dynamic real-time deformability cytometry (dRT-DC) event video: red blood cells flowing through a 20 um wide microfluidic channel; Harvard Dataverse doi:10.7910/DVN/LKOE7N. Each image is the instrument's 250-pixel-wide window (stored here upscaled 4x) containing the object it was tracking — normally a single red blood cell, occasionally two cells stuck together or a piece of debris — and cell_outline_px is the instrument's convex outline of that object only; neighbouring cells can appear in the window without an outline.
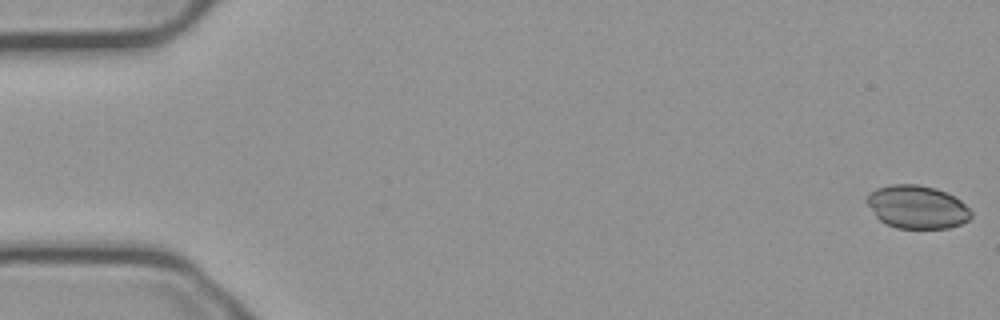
{"species": "common noctule bat (a hibernating species)", "species_latin": "Nyctalus noctula", "temperature_condition": "cold", "stored_images_in_passage": 55, "camera_frame_rate_fps": 3000, "um_per_image_px": 0.085, "animal": {"sex": "male", "body_mass_g": 23.1, "forearm_length_mm": 52.7}, "frame": {"image": 1, "passage_image": 1, "time_ms": 0.0, "image_size_px": [1000, 320], "cell_outline_px": [[972, 216], [968, 220], [960, 224], [948, 228], [896, 228], [884, 224], [876, 216], [864, 200], [868, 192], [876, 188], [892, 184], [916, 184], [936, 188], [960, 200], [972, 212]], "centroid_in_image_um": [77.9, 17.59], "position_along_channel_um": 7.1, "area_um2": 26.3}}
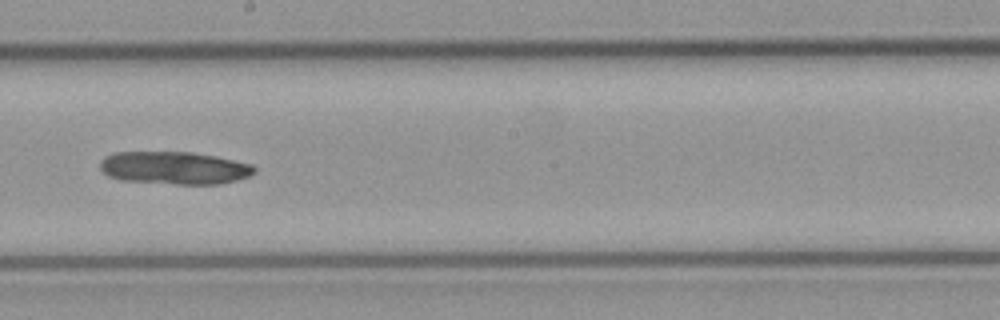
{"frame": {"image": 2, "passage_image": 31, "time_ms": 10.0, "image_size_px": [1000, 320], "cell_outline_px": [[256, 172], [248, 176], [236, 180], [220, 184], [176, 184], [120, 180], [108, 176], [100, 168], [100, 160], [104, 156], [116, 152], [192, 152], [216, 156], [252, 164], [256, 168]], "centroid_in_image_um": [14.81, 14.27], "position_along_channel_um": 233.4, "area_um2": 29.54}}
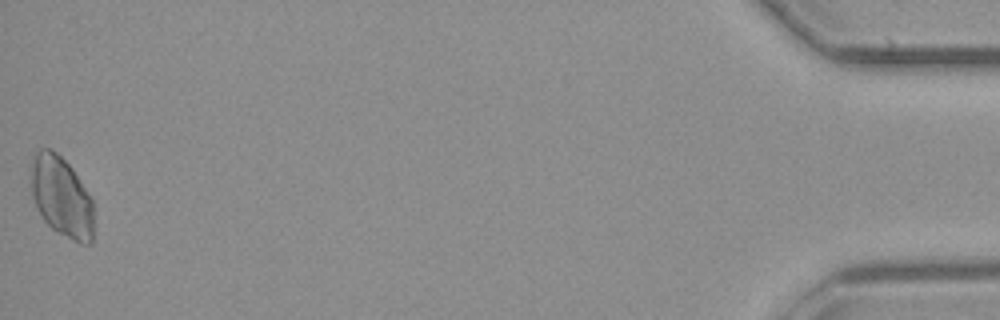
{"frame": {"image": 3, "passage_image": 55, "time_ms": 18.0, "image_size_px": [1000, 320], "cell_outline_px": [[92, 244], [80, 244], [56, 232], [40, 216], [32, 196], [32, 164], [36, 152], [40, 148], [48, 148], [56, 152], [72, 168], [92, 200]], "centroid_in_image_um": [5.22, 16.75], "position_along_channel_um": 430.0, "area_um2": 29.02}}